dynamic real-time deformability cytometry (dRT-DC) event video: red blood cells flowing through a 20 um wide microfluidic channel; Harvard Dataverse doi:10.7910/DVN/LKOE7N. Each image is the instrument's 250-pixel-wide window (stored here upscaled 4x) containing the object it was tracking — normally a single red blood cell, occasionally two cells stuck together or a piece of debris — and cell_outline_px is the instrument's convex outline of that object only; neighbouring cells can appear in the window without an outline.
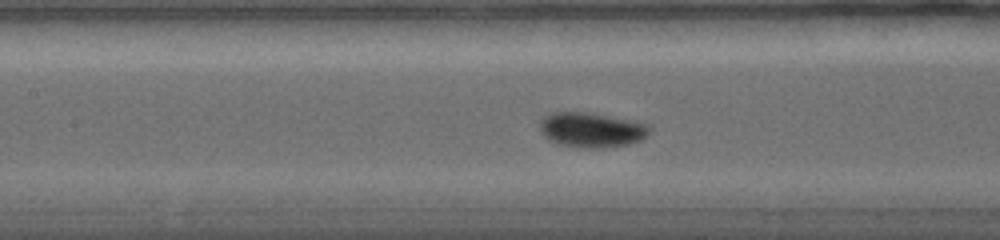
{"species": "common noctule bat (a hibernating species)", "species_latin": "Nyctalus noctula", "temperature_condition": "warm", "stored_images_in_passage": 41, "camera_frame_rate_fps": 5000, "um_per_image_px": 0.085, "animal": {"sex": "female", "body_mass_g": 19.0, "forearm_length_mm": 56.7}, "frame": {"image": 1, "passage_image": 17, "time_ms": 5.8, "image_size_px": [1000, 240], "cell_outline_px": [[652, 128], [648, 136], [640, 140], [628, 144], [604, 148], [576, 148], [556, 144], [548, 140], [544, 136], [540, 128], [540, 120], [548, 112], [592, 112], [636, 120], [648, 124]], "centroid_in_image_um": [50.3, 11.03], "position_along_channel_um": 157.1, "area_um2": 23.06}}
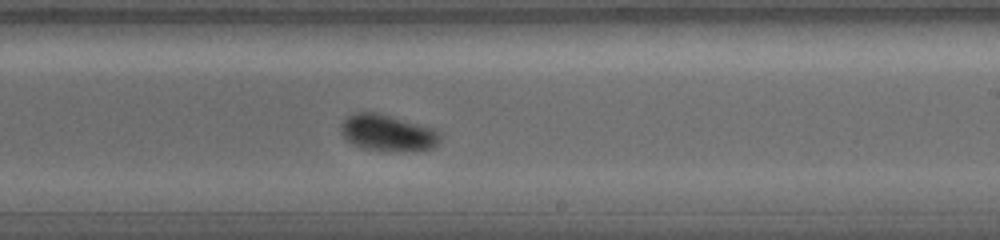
{"frame": {"image": 2, "passage_image": 25, "time_ms": 8.4, "image_size_px": [1000, 240], "cell_outline_px": [[440, 140], [432, 148], [360, 148], [352, 144], [340, 132], [340, 124], [348, 116], [356, 112], [376, 112], [432, 128], [440, 132]], "centroid_in_image_um": [32.87, 11.23], "position_along_channel_um": 256.1, "area_um2": 19.94}}
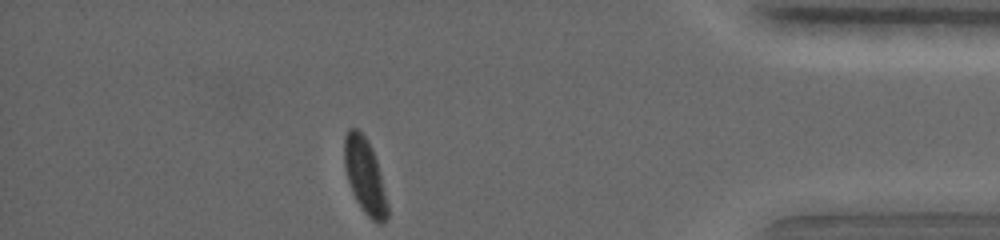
{"frame": {"image": 3, "passage_image": 41, "time_ms": 13.4, "image_size_px": [1000, 240], "cell_outline_px": [[388, 216], [380, 224], [372, 220], [364, 212], [356, 200], [352, 192], [348, 180], [344, 164], [344, 136], [348, 128], [356, 128], [368, 140], [372, 148], [376, 160], [388, 204]], "centroid_in_image_um": [31.0, 14.94], "position_along_channel_um": 404.2, "area_um2": 18.73}, "authors_computed_cell_mechanics": {"area_um2": 20.4612, "velocity_mm_per_s": 3.8107, "shape_relaxation_time_tau1_ms": 2.7702, "shape_relaxation_time_tau2_ms": null, "deformation_change_tau1": 0.107, "deformation_change_tau2": null}}